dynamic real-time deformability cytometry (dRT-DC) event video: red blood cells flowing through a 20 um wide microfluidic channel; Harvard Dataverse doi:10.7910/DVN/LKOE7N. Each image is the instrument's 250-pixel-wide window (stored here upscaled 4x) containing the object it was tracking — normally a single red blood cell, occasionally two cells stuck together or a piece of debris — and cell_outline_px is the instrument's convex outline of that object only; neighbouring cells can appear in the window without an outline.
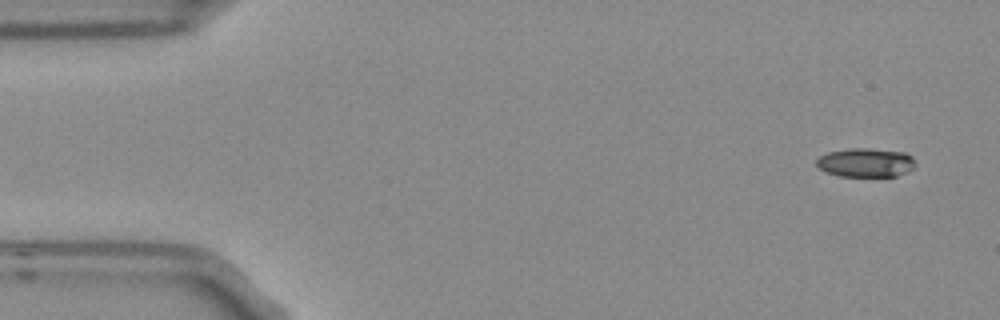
{"species": "Egyptian fruit bat (a non-hibernating species)", "species_latin": "Rousettus aegyptiacus", "temperature_condition": "room temperature", "stored_images_in_passage": 5, "segment_of_instrument_passage": [1, 2], "camera_frame_rate_fps": 3000, "um_per_image_px": 0.085, "frame": {"image": 1, "passage_image": 1, "time_ms": 0.0, "image_size_px": [1000, 320], "cell_outline_px": [[916, 164], [908, 172], [896, 176], [840, 176], [824, 172], [816, 164], [816, 160], [820, 156], [828, 152], [852, 148], [868, 148], [904, 152], [912, 156]], "centroid_in_image_um": [73.59, 13.82], "position_along_channel_um": 11.4, "area_um2": 16.7}}
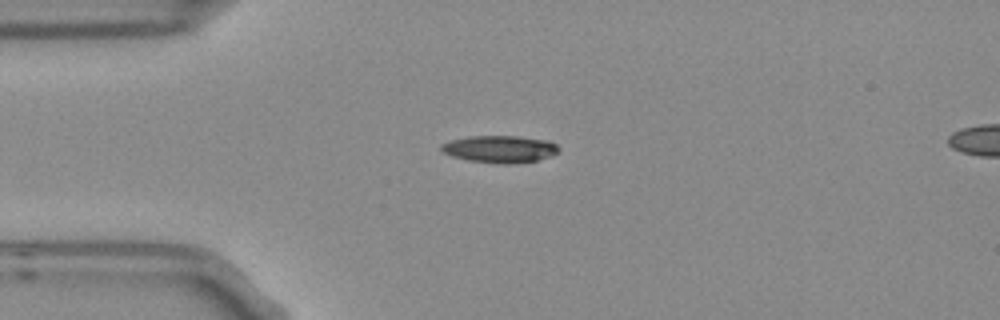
{"frame": {"image": 2, "passage_image": 4, "time_ms": 1.0, "image_size_px": [1000, 320], "cell_outline_px": [[560, 152], [552, 156], [536, 160], [512, 164], [500, 164], [468, 160], [452, 156], [444, 152], [440, 148], [440, 144], [452, 140], [468, 136], [520, 136], [548, 140], [556, 144], [560, 148]], "centroid_in_image_um": [42.53, 12.67], "position_along_channel_um": 42.5, "area_um2": 18.73}}